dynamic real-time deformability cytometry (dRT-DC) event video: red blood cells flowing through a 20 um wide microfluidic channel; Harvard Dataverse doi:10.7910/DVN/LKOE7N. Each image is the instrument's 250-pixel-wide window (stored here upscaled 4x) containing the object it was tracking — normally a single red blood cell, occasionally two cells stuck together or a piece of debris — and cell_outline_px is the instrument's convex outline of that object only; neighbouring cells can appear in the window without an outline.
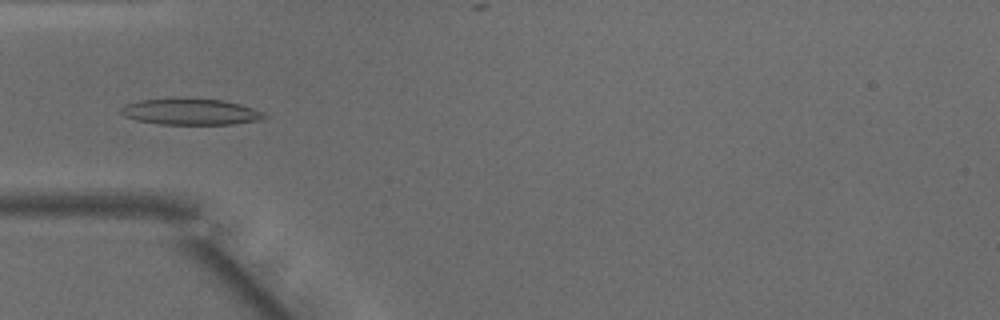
{"species": "common noctule bat (a hibernating species)", "species_latin": "Nyctalus noctula", "temperature_condition": "warm", "stored_images_in_passage": 47, "camera_frame_rate_fps": 3000, "um_per_image_px": 0.085, "animal": {"sex": "male", "body_mass_g": 15.6}, "frame": {"image": 1, "passage_image": 14, "time_ms": 4.333, "image_size_px": [1000, 320], "cell_outline_px": [[268, 116], [264, 120], [232, 124], [160, 124], [136, 120], [124, 116], [120, 112], [120, 108], [124, 104], [136, 100], [188, 96], [224, 100], [240, 104], [264, 112]], "centroid_in_image_um": [16.19, 9.46], "position_along_channel_um": 68.8, "area_um2": 22.77}}
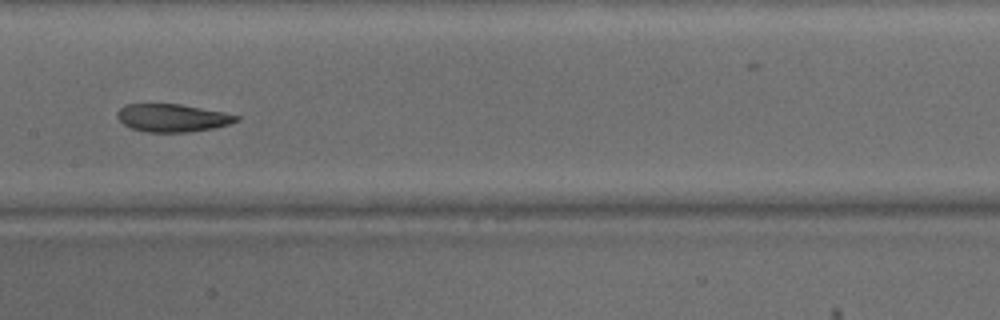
{"frame": {"image": 2, "passage_image": 23, "time_ms": 7.333, "image_size_px": [1000, 320], "cell_outline_px": [[240, 120], [228, 124], [212, 128], [188, 132], [144, 132], [132, 128], [124, 124], [116, 116], [116, 112], [124, 104], [180, 104], [224, 112], [240, 116]], "centroid_in_image_um": [14.64, 10.01], "position_along_channel_um": 192.8, "area_um2": 19.31}}
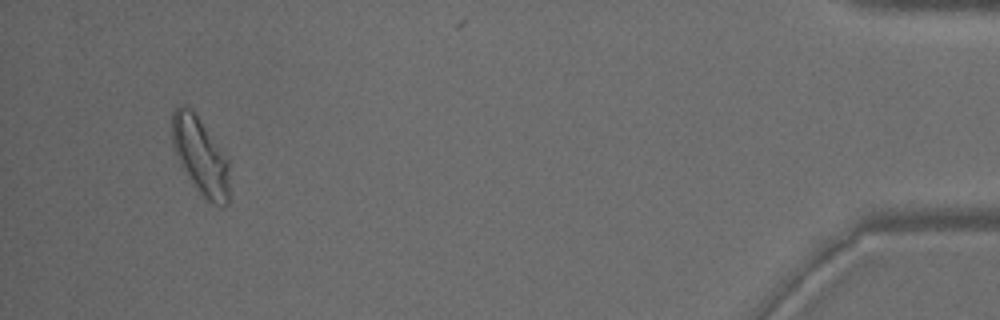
{"frame": {"image": 3, "passage_image": 45, "time_ms": 14.667, "image_size_px": [1000, 320], "cell_outline_px": [[228, 204], [216, 204], [208, 200], [192, 184], [180, 164], [172, 144], [172, 112], [180, 104], [188, 108], [196, 116], [228, 160]], "centroid_in_image_um": [17.0, 13.27], "position_along_channel_um": 418.2, "area_um2": 24.8}, "authors_computed_cell_mechanics": {"area_um2": 21.3282, "velocity_mm_per_s": 4.0973, "shape_relaxation_time_tau1_ms": 4.2896, "shape_relaxation_time_tau2_ms": 1.631, "deformation_change_tau1": 0.154, "deformation_change_tau2": 0.0864}}